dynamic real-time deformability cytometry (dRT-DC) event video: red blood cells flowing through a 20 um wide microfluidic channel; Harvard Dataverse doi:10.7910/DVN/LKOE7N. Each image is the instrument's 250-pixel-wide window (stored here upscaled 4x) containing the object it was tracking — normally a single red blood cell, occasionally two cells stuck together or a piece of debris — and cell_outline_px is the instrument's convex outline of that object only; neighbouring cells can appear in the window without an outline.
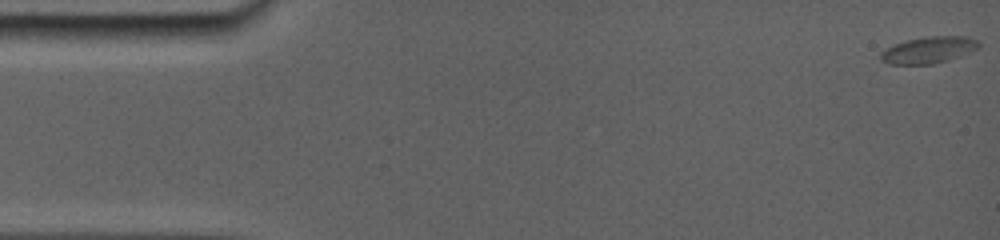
{"species": "common noctule bat (a hibernating species)", "species_latin": "Nyctalus noctula", "temperature_condition": "room temperature", "stored_images_in_passage": 8, "camera_frame_rate_fps": 5000, "um_per_image_px": 0.085, "animal": {"sex": "female", "body_mass_g": 19.0, "forearm_length_mm": 56.7}, "frame": {"image": 1, "passage_image": 1, "time_ms": 0.0, "image_size_px": [1000, 240], "cell_outline_px": [[980, 48], [960, 56], [948, 60], [932, 64], [888, 64], [880, 60], [880, 52], [884, 48], [908, 40], [928, 36], [968, 36], [976, 40], [980, 44]], "centroid_in_image_um": [78.93, 4.25], "position_along_channel_um": 6.1, "area_um2": 15.26}}
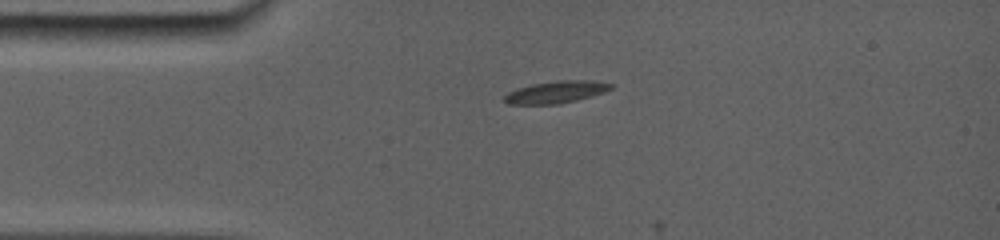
{"frame": {"image": 2, "passage_image": 6, "time_ms": 3.6, "image_size_px": [1000, 240], "cell_outline_px": [[616, 84], [612, 88], [604, 92], [592, 96], [576, 100], [556, 104], [508, 104], [500, 100], [500, 96], [516, 88], [532, 84], [556, 80], [596, 80]], "centroid_in_image_um": [47.22, 7.81], "position_along_channel_um": 37.8, "area_um2": 14.1}}